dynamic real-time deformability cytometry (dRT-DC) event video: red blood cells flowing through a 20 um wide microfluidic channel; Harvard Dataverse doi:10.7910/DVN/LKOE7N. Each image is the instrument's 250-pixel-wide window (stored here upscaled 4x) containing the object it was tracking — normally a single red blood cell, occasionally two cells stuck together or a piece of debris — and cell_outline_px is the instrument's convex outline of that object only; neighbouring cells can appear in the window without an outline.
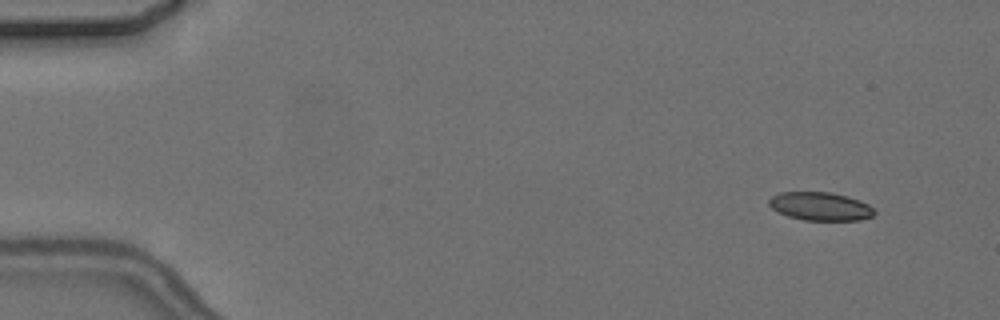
{"species": "common noctule bat (a hibernating species)", "species_latin": "Nyctalus noctula", "temperature_condition": "cold", "stored_images_in_passage": 9, "camera_frame_rate_fps": 3000, "um_per_image_px": 0.085, "animal": {"sex": "female", "body_mass_g": 24.6, "forearm_length_mm": 56.2}, "frame": {"image": 1, "passage_image": 2, "time_ms": 1.333, "image_size_px": [1000, 320], "cell_outline_px": [[876, 212], [872, 216], [860, 220], [804, 220], [788, 216], [772, 208], [768, 204], [768, 200], [772, 196], [780, 192], [832, 192], [848, 196], [860, 200], [868, 204]], "centroid_in_image_um": [69.74, 17.53], "position_along_channel_um": 15.3, "area_um2": 17.4}}
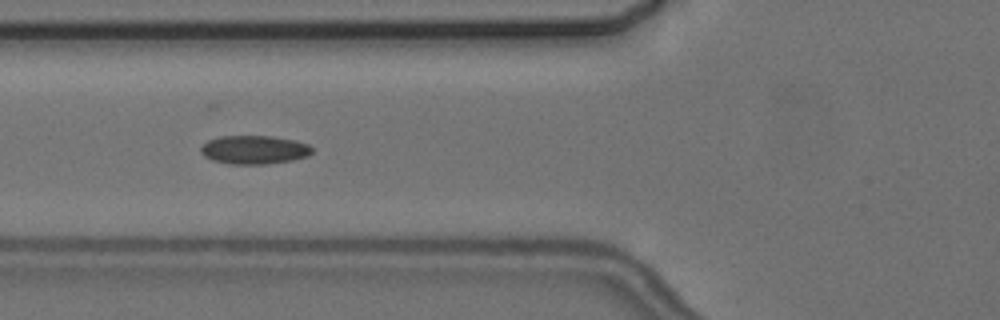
{"frame": {"image": 2, "passage_image": 7, "time_ms": 7.0, "image_size_px": [1000, 320], "cell_outline_px": [[312, 152], [308, 156], [292, 160], [268, 164], [228, 164], [212, 160], [204, 156], [200, 152], [200, 148], [208, 140], [220, 136], [272, 136], [296, 140], [308, 144], [312, 148]], "centroid_in_image_um": [21.6, 12.73], "position_along_channel_um": 104.2, "area_um2": 18.67}}
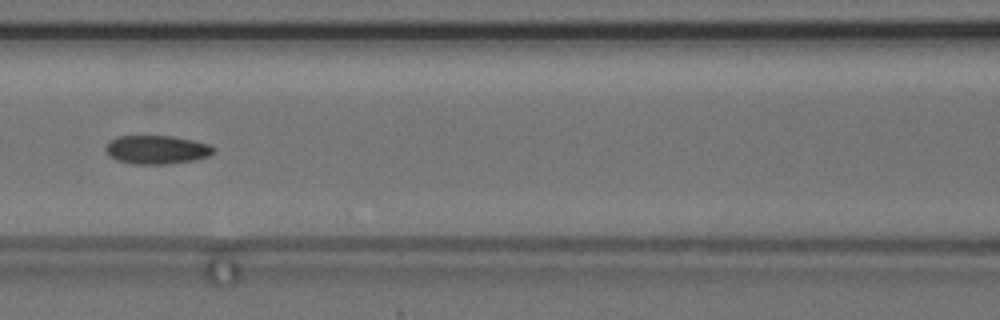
{"frame": {"image": 3, "passage_image": 8, "time_ms": 8.333, "image_size_px": [1000, 320], "cell_outline_px": [[216, 148], [208, 156], [192, 160], [168, 164], [132, 164], [116, 160], [108, 156], [104, 148], [108, 140], [116, 136], [172, 136], [196, 140], [208, 144]], "centroid_in_image_um": [13.26, 12.71], "position_along_channel_um": 153.3, "area_um2": 18.21}}